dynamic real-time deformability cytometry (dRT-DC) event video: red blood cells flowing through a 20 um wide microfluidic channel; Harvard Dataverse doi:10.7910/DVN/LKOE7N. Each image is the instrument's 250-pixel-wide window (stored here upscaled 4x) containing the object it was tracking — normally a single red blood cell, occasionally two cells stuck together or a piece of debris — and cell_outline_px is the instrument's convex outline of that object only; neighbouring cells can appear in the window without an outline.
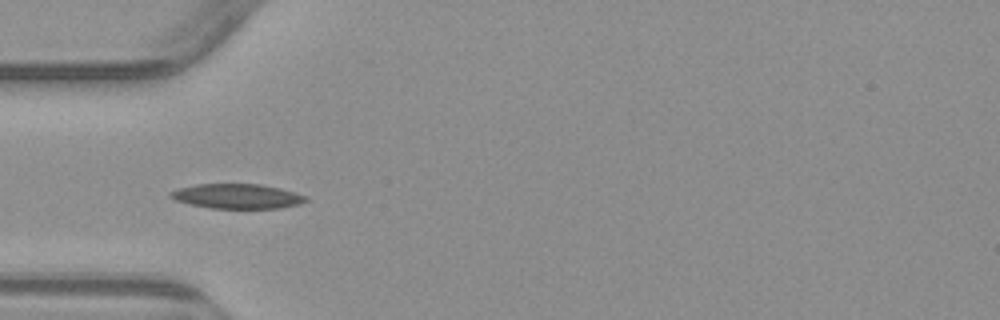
{"species": "common noctule bat (a hibernating species)", "species_latin": "Nyctalus noctula", "temperature_condition": "warm", "stored_images_in_passage": 6, "camera_frame_rate_fps": 3000, "um_per_image_px": 0.085, "animal": {"sex": "male", "body_mass_g": 23.1, "forearm_length_mm": 52.7}, "frame": {"image": 1, "passage_image": 4, "time_ms": 3.667, "image_size_px": [1000, 320], "cell_outline_px": [[308, 200], [300, 204], [280, 208], [212, 208], [188, 204], [176, 200], [168, 196], [168, 192], [180, 188], [196, 184], [260, 184], [280, 188], [308, 196]], "centroid_in_image_um": [20.16, 16.68], "position_along_channel_um": 64.8, "area_um2": 19.54}}
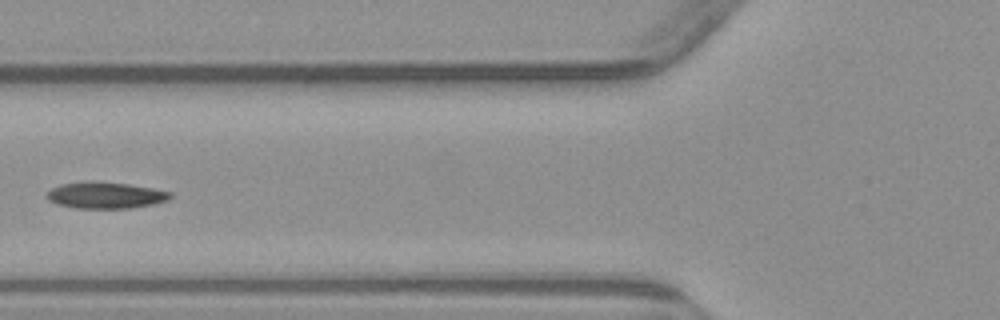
{"frame": {"image": 2, "passage_image": 5, "time_ms": 5.0, "image_size_px": [1000, 320], "cell_outline_px": [[172, 196], [168, 200], [152, 204], [132, 208], [76, 208], [60, 204], [48, 200], [44, 196], [52, 188], [60, 184], [92, 180], [128, 184], [152, 188], [172, 192]], "centroid_in_image_um": [8.96, 16.58], "position_along_channel_um": 116.8, "area_um2": 19.07}}
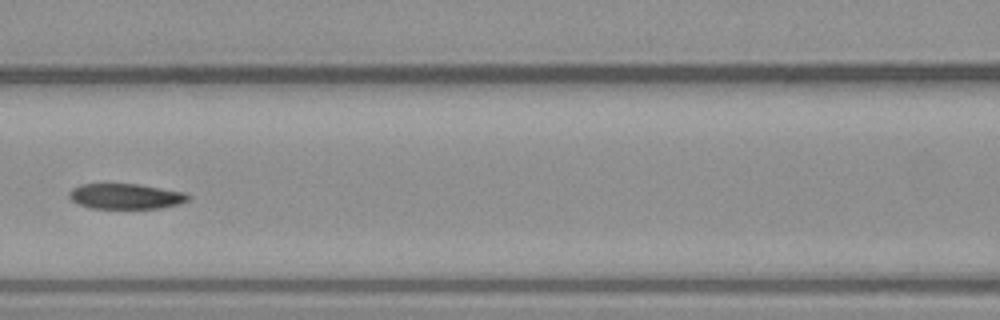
{"frame": {"image": 3, "passage_image": 6, "time_ms": 6.0, "image_size_px": [1000, 320], "cell_outline_px": [[192, 196], [188, 200], [180, 204], [160, 208], [92, 208], [76, 204], [68, 196], [68, 192], [72, 188], [80, 184], [140, 184], [184, 192]], "centroid_in_image_um": [10.68, 16.68], "position_along_channel_um": 155.9, "area_um2": 17.74}}